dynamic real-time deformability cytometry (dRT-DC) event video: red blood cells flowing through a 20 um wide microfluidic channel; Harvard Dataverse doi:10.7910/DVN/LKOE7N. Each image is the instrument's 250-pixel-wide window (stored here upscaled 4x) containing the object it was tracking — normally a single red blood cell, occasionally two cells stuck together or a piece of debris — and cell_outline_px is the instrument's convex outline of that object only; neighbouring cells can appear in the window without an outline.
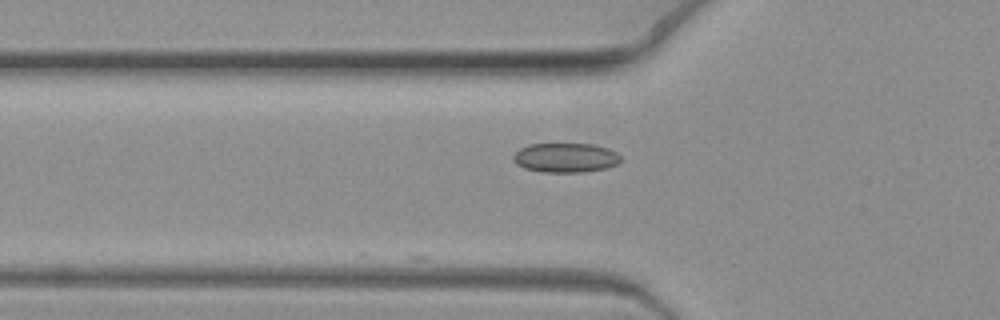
{"species": "common noctule bat (a hibernating species)", "species_latin": "Nyctalus noctula", "temperature_condition": "warm", "stored_images_in_passage": 4, "segment_of_instrument_passage": [1, 2], "camera_frame_rate_fps": 3000, "um_per_image_px": 0.085, "animal": {"sex": "female", "body_mass_g": 19.3, "forearm_length_mm": 54.1}, "frame": {"image": 1, "passage_image": 3, "time_ms": 0.667, "image_size_px": [1000, 320], "cell_outline_px": [[620, 160], [616, 164], [604, 168], [584, 172], [544, 172], [524, 168], [516, 164], [512, 160], [512, 156], [520, 148], [528, 144], [592, 144], [608, 148], [616, 152], [620, 156]], "centroid_in_image_um": [48.03, 13.4], "position_along_channel_um": 77.8, "area_um2": 18.38}}